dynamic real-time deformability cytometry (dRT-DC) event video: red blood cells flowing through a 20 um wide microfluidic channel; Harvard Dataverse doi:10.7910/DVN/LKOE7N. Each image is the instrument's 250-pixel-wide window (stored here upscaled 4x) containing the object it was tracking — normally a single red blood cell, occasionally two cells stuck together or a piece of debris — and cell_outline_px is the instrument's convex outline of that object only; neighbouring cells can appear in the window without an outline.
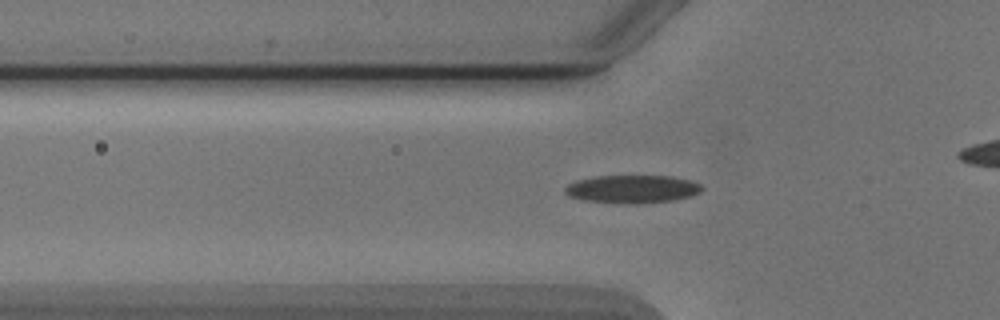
{"species": "Egyptian fruit bat (a non-hibernating species)", "species_latin": "Rousettus aegyptiacus", "temperature_condition": "cold", "stored_images_in_passage": 46, "camera_frame_rate_fps": 3000, "um_per_image_px": 0.085, "animal": {"sex": "male"}, "frame": {"image": 1, "passage_image": 18, "time_ms": 5.667, "image_size_px": [1000, 320], "cell_outline_px": [[704, 188], [700, 192], [692, 196], [672, 200], [640, 204], [624, 204], [584, 200], [568, 196], [564, 192], [564, 188], [568, 184], [576, 180], [596, 176], [672, 176], [688, 180], [700, 184]], "centroid_in_image_um": [53.73, 16.08], "position_along_channel_um": 72.1, "area_um2": 22.48}}
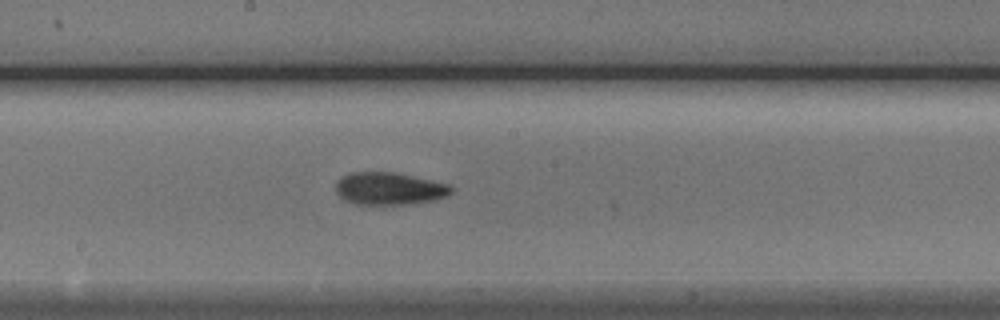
{"frame": {"image": 2, "passage_image": 29, "time_ms": 9.333, "image_size_px": [1000, 320], "cell_outline_px": [[452, 192], [448, 196], [432, 200], [404, 204], [356, 204], [344, 200], [336, 192], [336, 180], [340, 176], [348, 172], [396, 172], [448, 184], [452, 188]], "centroid_in_image_um": [33.04, 16.01], "position_along_channel_um": 215.2, "area_um2": 21.85}}
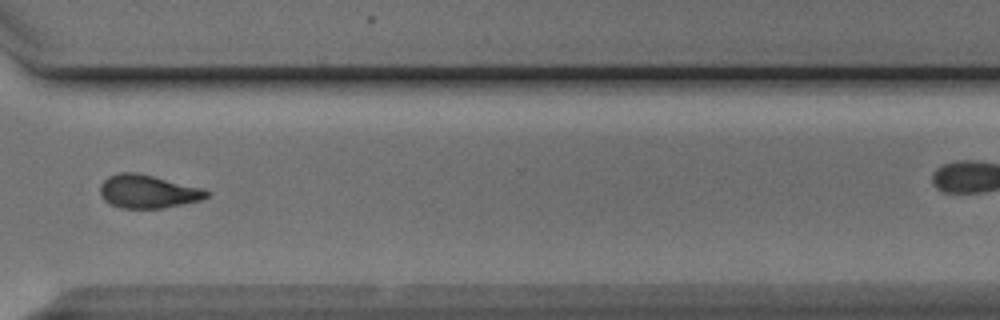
{"frame": {"image": 3, "passage_image": 40, "time_ms": 13.0, "image_size_px": [1000, 320], "cell_outline_px": [[208, 196], [200, 200], [164, 208], [120, 208], [104, 200], [100, 192], [100, 184], [108, 176], [120, 172], [136, 172], [204, 188], [208, 192]], "centroid_in_image_um": [12.56, 16.27], "position_along_channel_um": 358.0, "area_um2": 20.58}, "authors_computed_cell_mechanics": {"area_um2": 20.7791, "velocity_mm_per_s": 3.8951, "shape_relaxation_time_tau1_ms": 4.962, "shape_relaxation_time_tau2_ms": 2.7805, "deformation_change_tau1": 0.141, "deformation_change_tau2": 0.0969}}